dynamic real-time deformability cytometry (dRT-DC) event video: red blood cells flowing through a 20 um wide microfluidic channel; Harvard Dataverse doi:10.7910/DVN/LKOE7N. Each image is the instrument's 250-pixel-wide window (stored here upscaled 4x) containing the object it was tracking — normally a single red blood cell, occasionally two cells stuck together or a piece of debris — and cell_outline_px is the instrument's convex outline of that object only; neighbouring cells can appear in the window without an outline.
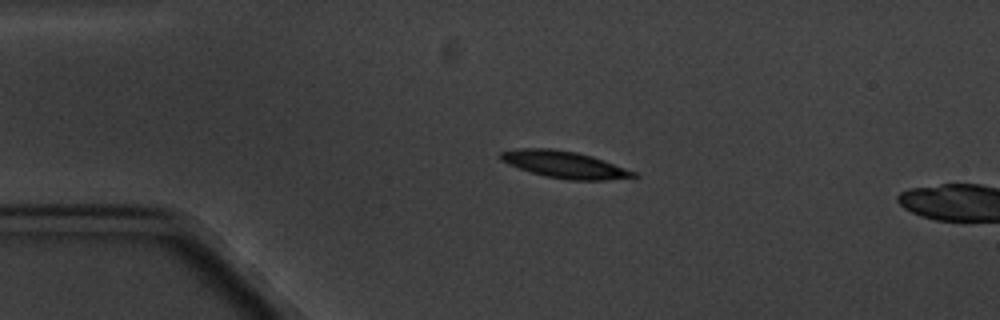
{"species": "common noctule bat (a hibernating species)", "species_latin": "Nyctalus noctula", "temperature_condition": "cold", "stored_images_in_passage": 4, "camera_frame_rate_fps": 3000, "um_per_image_px": 0.085, "animal": {"sex": "male", "body_mass_g": 20.1, "forearm_length_mm": 53.5}, "frame": {"image": 1, "passage_image": 3, "time_ms": 2.333, "image_size_px": [1000, 320], "cell_outline_px": [[640, 176], [604, 180], [568, 180], [544, 176], [508, 164], [500, 160], [500, 152], [520, 148], [552, 148], [576, 152], [592, 156], [604, 160], [636, 172]], "centroid_in_image_um": [47.98, 13.98], "position_along_channel_um": 37.0, "area_um2": 20.75}}